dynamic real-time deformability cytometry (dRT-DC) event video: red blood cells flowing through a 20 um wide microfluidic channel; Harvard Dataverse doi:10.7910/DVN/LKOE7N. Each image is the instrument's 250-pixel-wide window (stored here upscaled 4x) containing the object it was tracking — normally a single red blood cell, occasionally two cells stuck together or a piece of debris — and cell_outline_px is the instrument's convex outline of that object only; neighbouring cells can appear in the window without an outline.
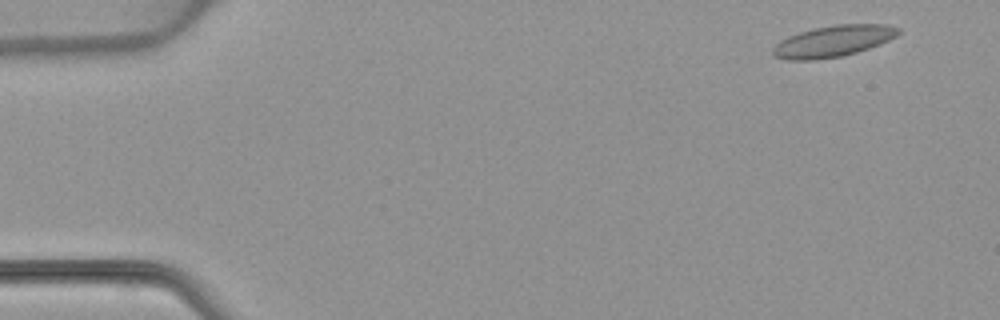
{"species": "common noctule bat (a hibernating species)", "species_latin": "Nyctalus noctula", "temperature_condition": "warm", "stored_images_in_passage": 4, "camera_frame_rate_fps": 3000, "um_per_image_px": 0.085, "animal": {"sex": "female", "body_mass_g": 22.7, "forearm_length_mm": 54.2}, "frame": {"image": 1, "passage_image": 1, "time_ms": 0.0, "image_size_px": [1000, 320], "cell_outline_px": [[900, 32], [896, 36], [880, 44], [844, 56], [816, 60], [784, 60], [776, 56], [772, 52], [772, 48], [780, 40], [788, 36], [800, 32], [816, 28], [836, 24], [888, 24], [900, 28]], "centroid_in_image_um": [70.82, 3.5], "position_along_channel_um": 14.2, "area_um2": 22.95}}
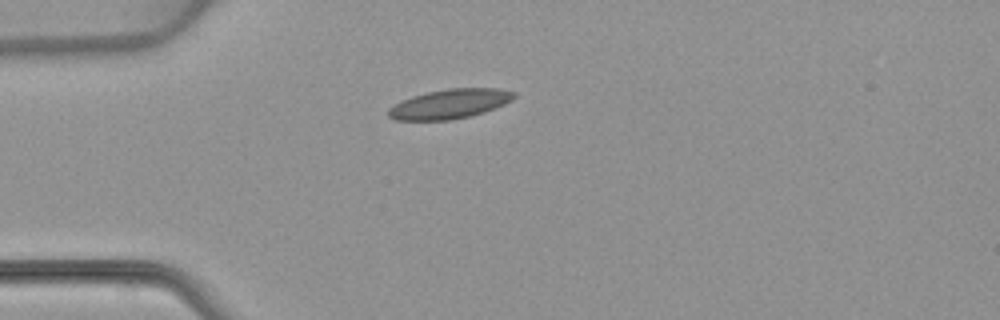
{"frame": {"image": 2, "passage_image": 4, "time_ms": 3.333, "image_size_px": [1000, 320], "cell_outline_px": [[516, 96], [512, 100], [504, 104], [484, 112], [468, 116], [448, 120], [396, 120], [388, 116], [388, 108], [412, 96], [428, 92], [448, 88], [500, 88], [516, 92]], "centroid_in_image_um": [38.26, 8.82], "position_along_channel_um": 46.7, "area_um2": 21.44}}